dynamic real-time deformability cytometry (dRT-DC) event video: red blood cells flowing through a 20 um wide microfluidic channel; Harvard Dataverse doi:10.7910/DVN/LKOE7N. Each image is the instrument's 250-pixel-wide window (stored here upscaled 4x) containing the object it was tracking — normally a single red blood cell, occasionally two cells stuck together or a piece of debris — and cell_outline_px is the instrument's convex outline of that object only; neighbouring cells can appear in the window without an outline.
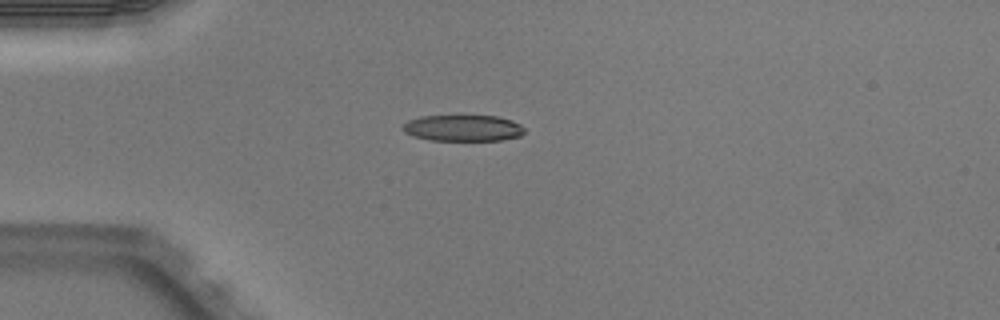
{"species": "Egyptian fruit bat (a non-hibernating species)", "species_latin": "Rousettus aegyptiacus", "temperature_condition": "warm", "stored_images_in_passage": 1, "camera_frame_rate_fps": 3000, "um_per_image_px": 0.085, "animal": {"sex": "male"}, "frame": {"image": 1, "passage_image": 1, "time_ms": 0.0, "image_size_px": [1000, 320], "cell_outline_px": [[524, 132], [520, 136], [504, 140], [428, 140], [412, 136], [404, 132], [400, 128], [408, 120], [420, 116], [496, 116], [512, 120], [520, 124], [524, 128]], "centroid_in_image_um": [39.33, 10.89], "position_along_channel_um": 45.7, "area_um2": 18.73}}